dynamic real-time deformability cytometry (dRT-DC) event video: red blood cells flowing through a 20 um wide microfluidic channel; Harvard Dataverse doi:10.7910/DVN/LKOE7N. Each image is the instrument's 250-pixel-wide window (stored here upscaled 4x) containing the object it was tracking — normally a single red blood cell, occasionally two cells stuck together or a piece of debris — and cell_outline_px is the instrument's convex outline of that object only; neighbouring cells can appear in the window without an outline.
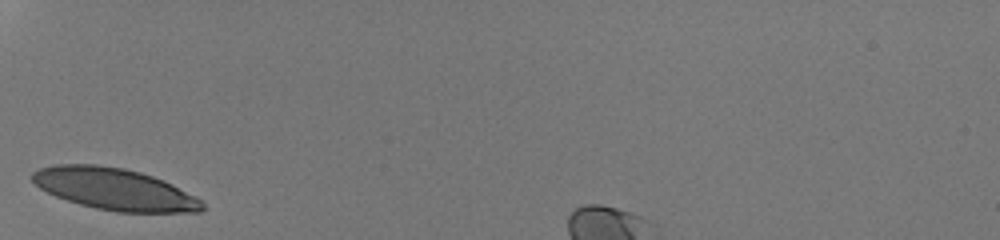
{"species": "human", "species_latin": "Homo sapiens", "temperature_condition": "room temperature", "stored_images_in_passage": 25, "camera_frame_rate_fps": 3000, "um_per_image_px": 0.085, "donor": {"sex": "male"}, "frame": {"image": 1, "passage_image": 1, "time_ms": 0.0, "image_size_px": [1000, 240], "cell_outline_px": [[204, 208], [200, 212], [116, 212], [96, 208], [80, 204], [56, 196], [40, 188], [32, 180], [32, 172], [40, 168], [56, 164], [96, 164], [124, 168], [140, 172], [152, 176], [172, 184], [200, 200], [204, 204]], "centroid_in_image_um": [9.71, 16.07], "position_along_channel_um": 75.3, "area_um2": 40.98}}
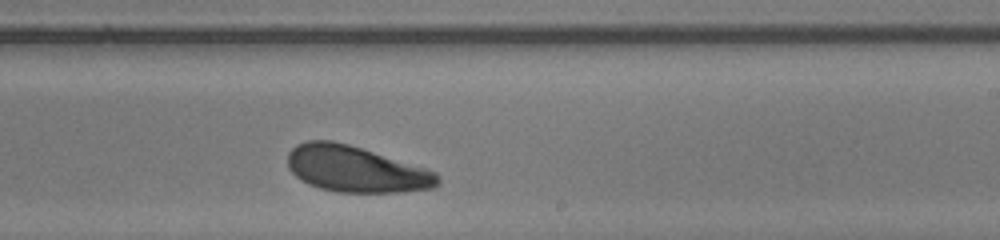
{"frame": {"image": 2, "passage_image": 15, "time_ms": 4.667, "image_size_px": [1000, 240], "cell_outline_px": [[440, 184], [432, 188], [400, 192], [336, 192], [320, 188], [308, 184], [300, 180], [288, 168], [288, 152], [296, 144], [308, 140], [332, 140], [348, 144], [424, 168], [436, 172], [440, 176]], "centroid_in_image_um": [30.21, 14.38], "position_along_channel_um": 258.8, "area_um2": 40.17}}
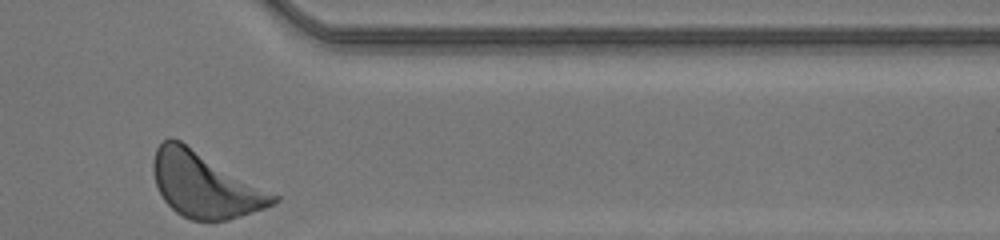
{"frame": {"image": 3, "passage_image": 25, "time_ms": 8.0, "image_size_px": [1000, 240], "cell_outline_px": [[280, 200], [264, 208], [228, 220], [192, 220], [176, 212], [164, 200], [156, 184], [152, 172], [152, 164], [156, 148], [164, 140], [180, 140], [280, 196]], "centroid_in_image_um": [17.42, 15.71], "position_along_channel_um": 394.0, "area_um2": 45.14}, "authors_computed_cell_mechanics": {"area_um2": 40.9224, "velocity_mm_per_s": 4.1323, "shape_relaxation_time_tau1_ms": 2.8355, "shape_relaxation_time_tau2_ms": null, "deformation_change_tau1": 0.1425, "deformation_change_tau2": null}}